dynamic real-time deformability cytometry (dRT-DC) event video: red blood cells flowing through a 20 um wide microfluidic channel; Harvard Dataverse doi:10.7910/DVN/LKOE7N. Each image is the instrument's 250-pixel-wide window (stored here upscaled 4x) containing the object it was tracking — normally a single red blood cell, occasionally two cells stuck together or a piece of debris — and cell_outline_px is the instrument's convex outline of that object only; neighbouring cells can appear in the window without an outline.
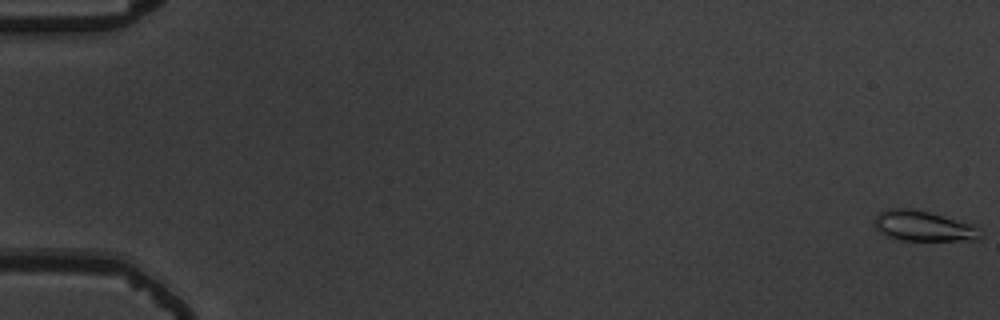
{"species": "common noctule bat (a hibernating species)", "species_latin": "Nyctalus noctula", "temperature_condition": "warm", "stored_images_in_passage": 57, "camera_frame_rate_fps": 3000, "um_per_image_px": 0.085, "animal": {"sex": "male", "body_mass_g": 19.5, "forearm_length_mm": 54.6}, "frame": {"image": 1, "passage_image": 1, "time_ms": 0.0, "image_size_px": [1000, 320], "cell_outline_px": [[980, 236], [976, 240], [900, 240], [888, 236], [880, 232], [872, 224], [876, 216], [880, 212], [888, 208], [912, 208], [980, 224]], "centroid_in_image_um": [78.54, 19.19], "position_along_channel_um": 6.5, "area_um2": 19.13}}
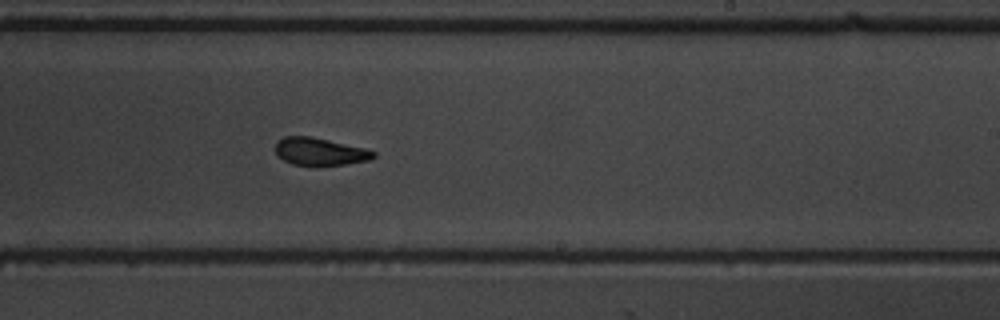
{"frame": {"image": 2, "passage_image": 36, "time_ms": 11.667, "image_size_px": [1000, 320], "cell_outline_px": [[376, 156], [372, 160], [344, 164], [292, 164], [276, 156], [276, 140], [284, 136], [312, 136], [364, 148], [376, 152]], "centroid_in_image_um": [27.18, 12.86], "position_along_channel_um": 261.8, "area_um2": 15.61}}
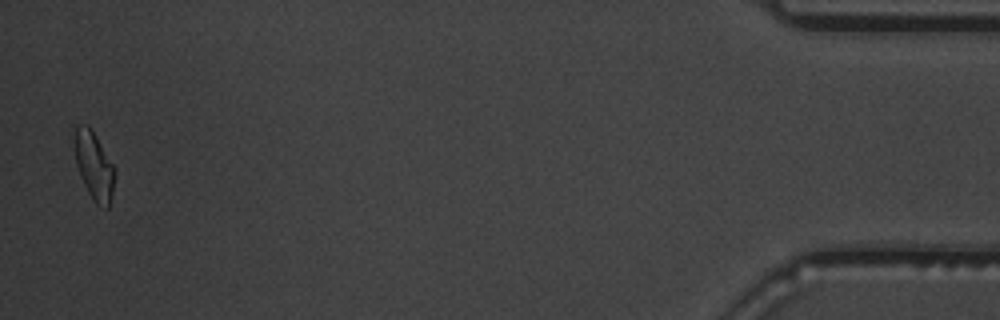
{"frame": {"image": 3, "passage_image": 56, "time_ms": 18.333, "image_size_px": [1000, 320], "cell_outline_px": [[116, 172], [112, 192], [108, 208], [96, 204], [88, 192], [80, 176], [76, 164], [76, 124], [88, 124], [92, 128], [116, 168]], "centroid_in_image_um": [8.03, 14.07], "position_along_channel_um": 427.2, "area_um2": 15.84}, "authors_computed_cell_mechanics": {"area_um2": 16.7042, "velocity_mm_per_s": 3.706, "shape_relaxation_time_tau1_ms": 3.1901, "shape_relaxation_time_tau2_ms": 2.7316, "deformation_change_tau1": 0.1156, "deformation_change_tau2": 0.0959}}